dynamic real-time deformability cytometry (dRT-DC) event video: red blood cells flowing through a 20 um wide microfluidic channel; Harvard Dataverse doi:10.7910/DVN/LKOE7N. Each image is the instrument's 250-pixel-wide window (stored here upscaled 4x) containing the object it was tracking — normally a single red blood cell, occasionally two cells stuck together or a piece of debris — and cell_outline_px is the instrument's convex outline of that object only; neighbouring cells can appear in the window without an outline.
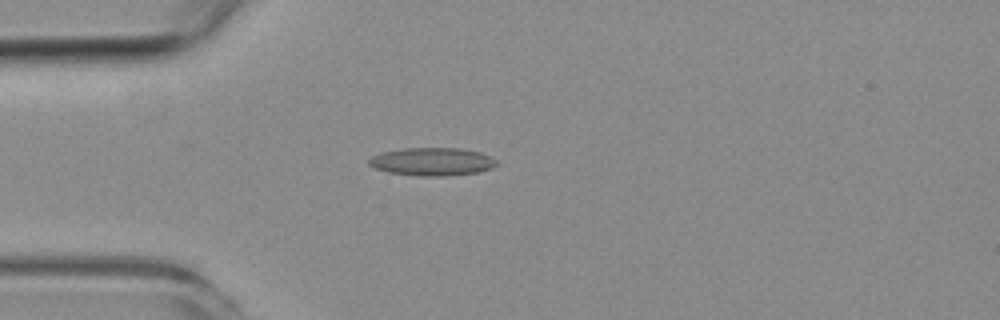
{"species": "common noctule bat (a hibernating species)", "species_latin": "Nyctalus noctula", "temperature_condition": "room temperature", "stored_images_in_passage": 4, "camera_frame_rate_fps": 3000, "um_per_image_px": 0.085, "animal": {"sex": "female", "body_mass_g": 19.3, "forearm_length_mm": 54.1}, "frame": {"image": 1, "passage_image": 4, "time_ms": 3.333, "image_size_px": [1000, 320], "cell_outline_px": [[500, 164], [492, 168], [480, 172], [444, 176], [420, 176], [388, 172], [376, 168], [368, 164], [368, 160], [372, 156], [380, 152], [404, 148], [460, 148], [480, 152], [496, 160]], "centroid_in_image_um": [36.75, 13.74], "position_along_channel_um": 48.3, "area_um2": 20.92}}